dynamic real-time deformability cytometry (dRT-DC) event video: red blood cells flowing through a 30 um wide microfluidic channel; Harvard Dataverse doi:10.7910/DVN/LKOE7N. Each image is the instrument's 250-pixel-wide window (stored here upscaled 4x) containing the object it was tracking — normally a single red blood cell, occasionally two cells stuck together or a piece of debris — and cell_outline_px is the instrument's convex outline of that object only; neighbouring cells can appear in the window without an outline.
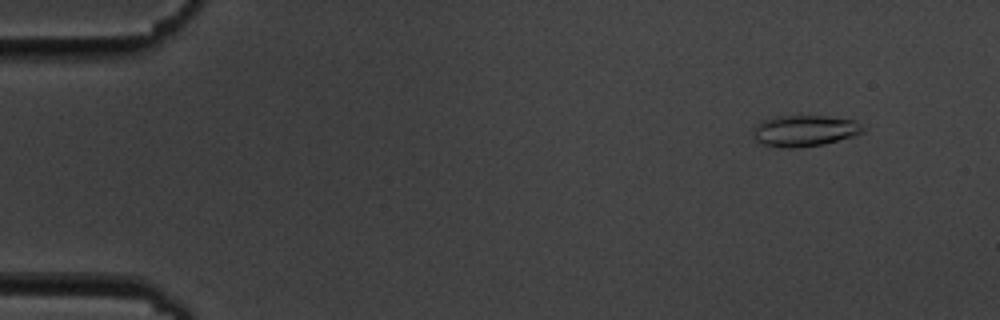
{"species": "common noctule bat (a hibernating species)", "species_latin": "Nyctalus noctula", "temperature_condition": "cold", "stored_images_in_passage": 57, "camera_frame_rate_fps": 3000, "um_per_image_px": 0.085, "animal": {"sex": "male", "body_mass_g": 19.5, "forearm_length_mm": 54.6}, "frame": {"image": 1, "passage_image": 6, "time_ms": 1.667, "image_size_px": [1000, 320], "cell_outline_px": [[868, 128], [864, 132], [852, 136], [824, 144], [796, 148], [780, 148], [756, 144], [752, 132], [756, 124], [764, 120], [780, 116], [824, 116], [852, 120]], "centroid_in_image_um": [68.34, 11.14], "position_along_channel_um": 16.7, "area_um2": 20.17}}
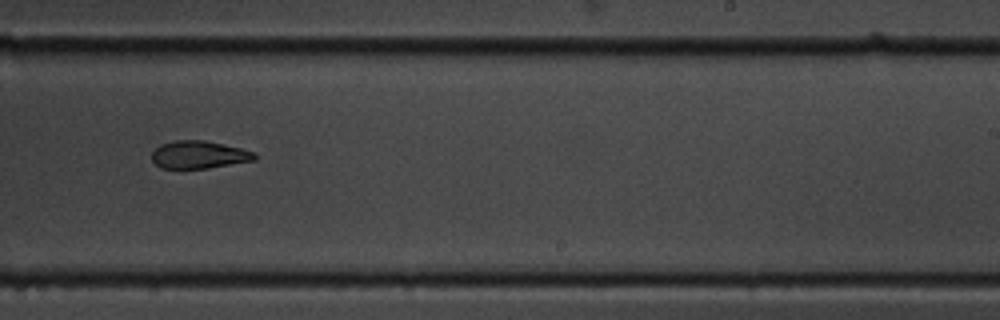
{"frame": {"image": 2, "passage_image": 36, "time_ms": 11.667, "image_size_px": [1000, 320], "cell_outline_px": [[256, 160], [208, 168], [160, 168], [152, 160], [152, 152], [160, 144], [176, 140], [204, 140], [240, 148], [256, 152]], "centroid_in_image_um": [16.91, 13.15], "position_along_channel_um": 272.1, "area_um2": 16.53}}
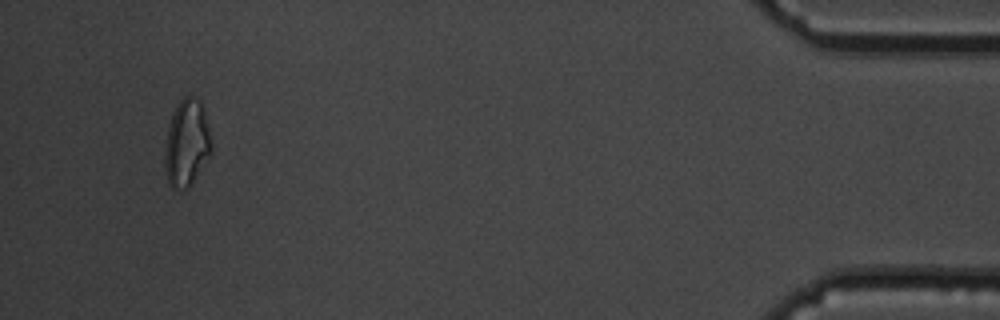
{"frame": {"image": 3, "passage_image": 54, "time_ms": 17.667, "image_size_px": [1000, 320], "cell_outline_px": [[212, 152], [192, 184], [188, 188], [172, 188], [168, 184], [164, 168], [164, 148], [168, 128], [172, 112], [176, 104], [184, 96], [196, 96], [204, 104], [212, 144]], "centroid_in_image_um": [15.88, 12.13], "position_along_channel_um": 419.3, "area_um2": 24.22}, "authors_computed_cell_mechanics": {"area_um2": 18.4382, "velocity_mm_per_s": 3.6142, "shape_relaxation_time_tau1_ms": 4.3036, "shape_relaxation_time_tau2_ms": 5.318, "deformation_change_tau1": 0.1349, "deformation_change_tau2": 0.1216}}